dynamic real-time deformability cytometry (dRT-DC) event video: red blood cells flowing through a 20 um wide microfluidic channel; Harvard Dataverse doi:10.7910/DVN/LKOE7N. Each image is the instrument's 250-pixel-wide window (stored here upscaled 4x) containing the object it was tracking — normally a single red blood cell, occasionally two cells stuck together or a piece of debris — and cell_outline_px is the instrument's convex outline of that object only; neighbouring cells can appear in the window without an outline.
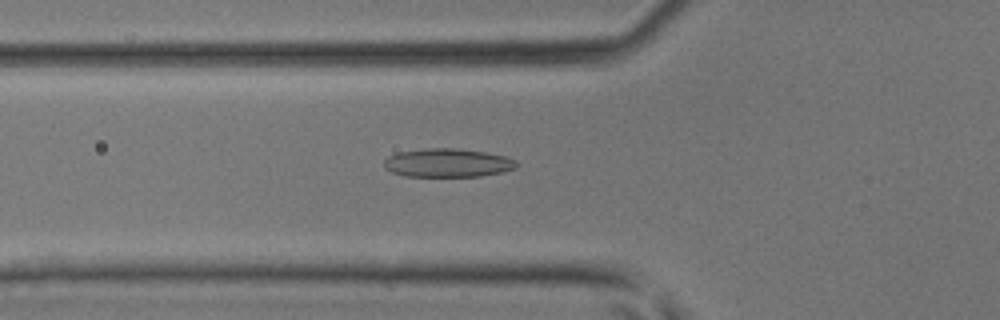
{"species": "common noctule bat (a hibernating species)", "species_latin": "Nyctalus noctula", "temperature_condition": "room temperature", "stored_images_in_passage": 46, "camera_frame_rate_fps": 3000, "um_per_image_px": 0.085, "animal": {"sex": "male", "body_mass_g": 17.9, "forearm_length_mm": 54.2}, "frame": {"image": 1, "passage_image": 17, "time_ms": 5.333, "image_size_px": [1000, 320], "cell_outline_px": [[516, 168], [500, 172], [480, 176], [404, 176], [392, 172], [384, 168], [384, 160], [388, 156], [400, 152], [428, 148], [460, 148], [508, 156], [516, 160]], "centroid_in_image_um": [38.05, 13.84], "position_along_channel_um": 87.8, "area_um2": 22.02}}
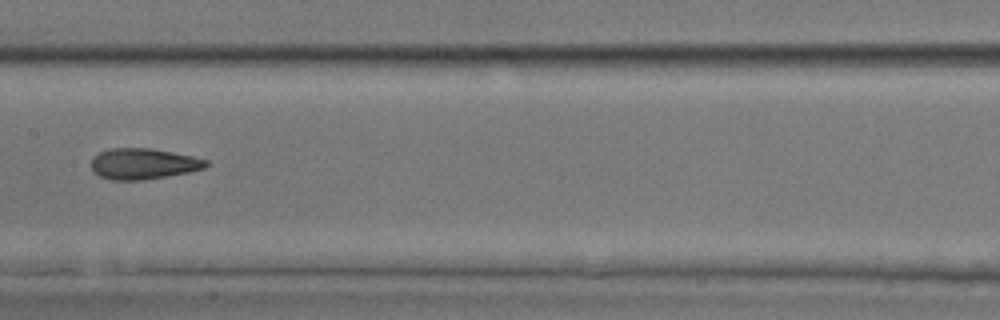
{"frame": {"image": 2, "passage_image": 24, "time_ms": 7.667, "image_size_px": [1000, 320], "cell_outline_px": [[212, 164], [204, 168], [188, 172], [144, 180], [112, 180], [100, 176], [92, 172], [92, 156], [108, 148], [152, 148], [192, 156], [208, 160]], "centroid_in_image_um": [12.18, 13.92], "position_along_channel_um": 195.2, "area_um2": 20.81}}
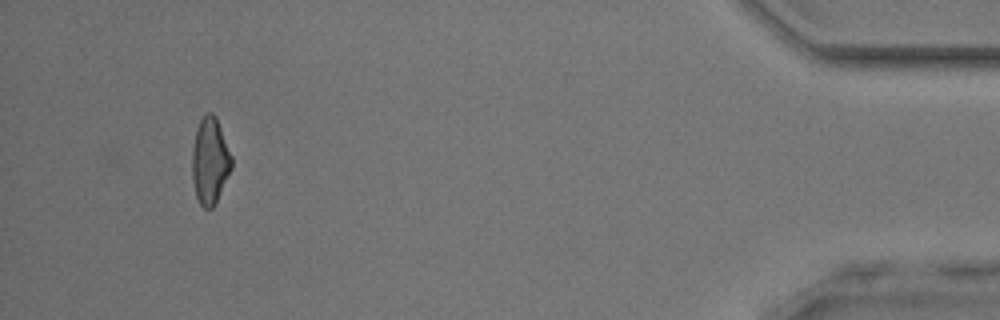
{"frame": {"image": 3, "passage_image": 43, "time_ms": 14.0, "image_size_px": [1000, 320], "cell_outline_px": [[232, 168], [212, 208], [204, 208], [200, 204], [196, 196], [192, 180], [192, 148], [196, 128], [200, 120], [208, 112], [212, 112], [216, 116], [232, 156]], "centroid_in_image_um": [17.84, 13.65], "position_along_channel_um": 417.4, "area_um2": 19.83}}